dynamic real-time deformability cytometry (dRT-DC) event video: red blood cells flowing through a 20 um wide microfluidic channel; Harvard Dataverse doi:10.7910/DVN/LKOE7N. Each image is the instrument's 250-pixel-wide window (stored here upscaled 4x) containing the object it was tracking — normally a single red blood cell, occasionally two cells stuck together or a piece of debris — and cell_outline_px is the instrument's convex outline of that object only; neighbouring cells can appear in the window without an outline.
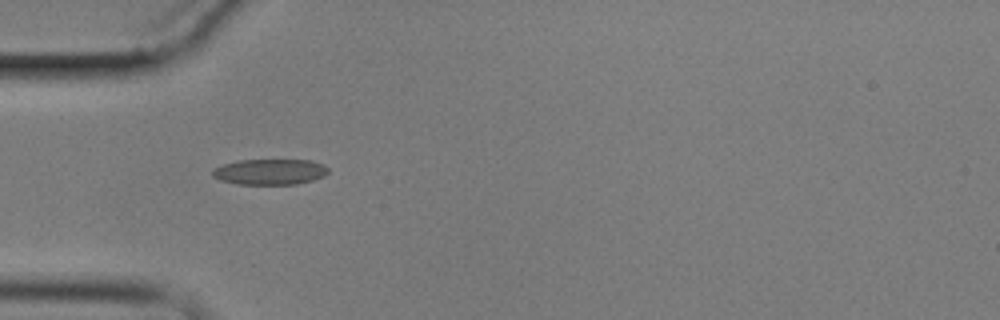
{"species": "common noctule bat (a hibernating species)", "species_latin": "Nyctalus noctula", "temperature_condition": "cold", "stored_images_in_passage": 3, "camera_frame_rate_fps": 3000, "um_per_image_px": 0.085, "animal": {"sex": "male", "body_mass_g": 17.9}, "frame": {"image": 1, "passage_image": 1, "time_ms": 0.0, "image_size_px": [1000, 320], "cell_outline_px": [[328, 172], [324, 176], [312, 180], [296, 184], [236, 184], [220, 180], [212, 176], [212, 168], [220, 164], [236, 160], [312, 160], [324, 164], [328, 168]], "centroid_in_image_um": [22.9, 14.59], "position_along_channel_um": 62.1, "area_um2": 17.57}}
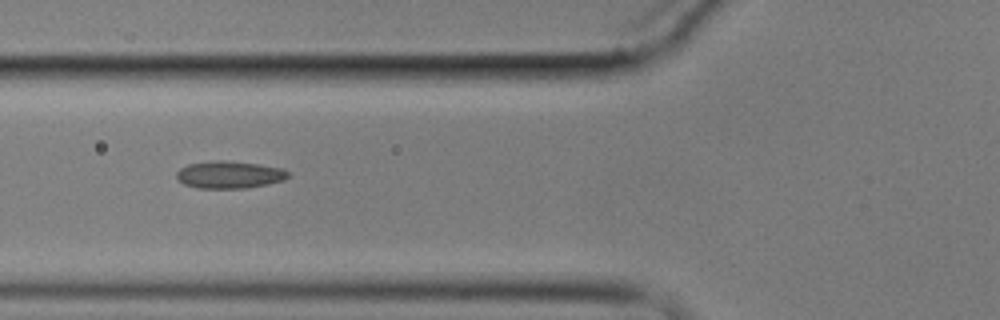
{"frame": {"image": 2, "passage_image": 2, "time_ms": 1.333, "image_size_px": [1000, 320], "cell_outline_px": [[288, 176], [284, 180], [268, 184], [248, 188], [196, 188], [184, 184], [176, 176], [176, 172], [180, 168], [188, 164], [216, 160], [224, 160], [260, 164], [284, 168], [288, 172]], "centroid_in_image_um": [19.51, 14.84], "position_along_channel_um": 106.3, "area_um2": 17.86}}
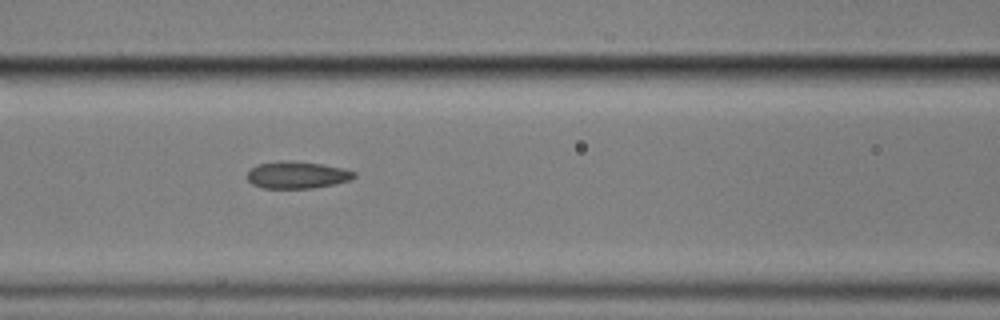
{"frame": {"image": 3, "passage_image": 3, "time_ms": 2.333, "image_size_px": [1000, 320], "cell_outline_px": [[356, 176], [348, 180], [336, 184], [312, 188], [260, 188], [252, 184], [248, 180], [248, 172], [256, 164], [280, 160], [320, 164], [344, 168], [356, 172]], "centroid_in_image_um": [25.24, 14.87], "position_along_channel_um": 141.4, "area_um2": 16.82}}